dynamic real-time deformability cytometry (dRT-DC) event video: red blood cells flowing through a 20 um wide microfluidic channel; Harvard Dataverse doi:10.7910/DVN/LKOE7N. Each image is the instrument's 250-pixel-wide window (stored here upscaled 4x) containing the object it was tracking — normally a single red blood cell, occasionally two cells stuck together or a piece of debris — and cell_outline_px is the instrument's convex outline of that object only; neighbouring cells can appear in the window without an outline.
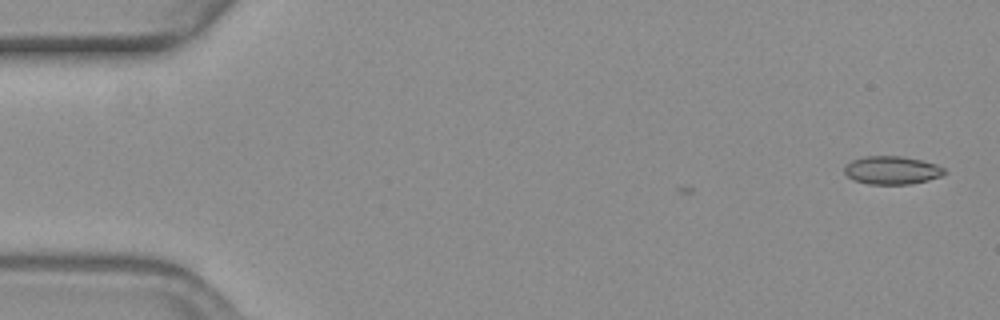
{"species": "common noctule bat (a hibernating species)", "species_latin": "Nyctalus noctula", "temperature_condition": "warm", "stored_images_in_passage": 6, "camera_frame_rate_fps": 3000, "um_per_image_px": 0.085, "animal": {"sex": "female", "body_mass_g": 19.3, "forearm_length_mm": 54.1}, "frame": {"image": 1, "passage_image": 6, "time_ms": 1.667, "image_size_px": [1000, 320], "cell_outline_px": [[944, 172], [940, 176], [928, 180], [908, 184], [868, 184], [856, 180], [848, 176], [844, 172], [844, 168], [852, 160], [864, 156], [900, 156], [920, 160], [936, 164], [944, 168]], "centroid_in_image_um": [75.8, 14.46], "position_along_channel_um": 9.2, "area_um2": 16.13}}